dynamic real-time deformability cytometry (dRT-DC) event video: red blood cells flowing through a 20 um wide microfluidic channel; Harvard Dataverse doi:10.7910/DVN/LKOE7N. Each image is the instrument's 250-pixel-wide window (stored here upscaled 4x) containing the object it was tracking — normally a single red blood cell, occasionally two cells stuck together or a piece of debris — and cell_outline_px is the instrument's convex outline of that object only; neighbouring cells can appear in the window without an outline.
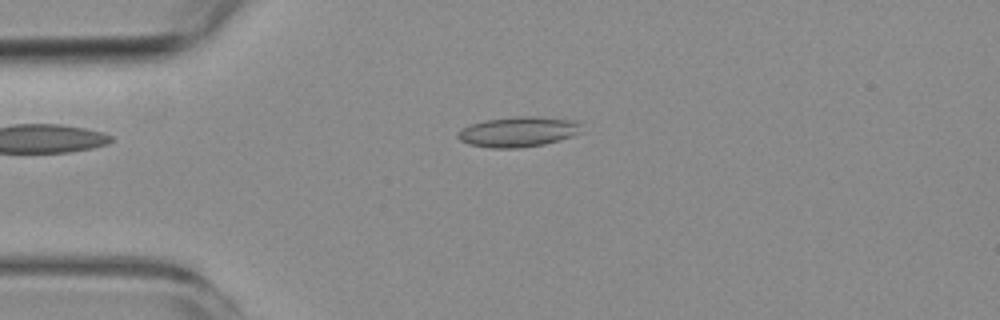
{"species": "common noctule bat (a hibernating species)", "species_latin": "Nyctalus noctula", "temperature_condition": "room temperature", "stored_images_in_passage": 4, "camera_frame_rate_fps": 3000, "um_per_image_px": 0.085, "animal": {"sex": "female", "body_mass_g": 19.3, "forearm_length_mm": 54.1}, "frame": {"image": 1, "passage_image": 3, "time_ms": 2.333, "image_size_px": [1000, 320], "cell_outline_px": [[584, 132], [560, 140], [544, 144], [520, 148], [488, 148], [468, 144], [460, 140], [456, 136], [456, 132], [472, 124], [484, 120], [516, 116], [540, 116], [576, 120], [580, 124]], "centroid_in_image_um": [44.08, 11.2], "position_along_channel_um": 40.9, "area_um2": 22.14}}